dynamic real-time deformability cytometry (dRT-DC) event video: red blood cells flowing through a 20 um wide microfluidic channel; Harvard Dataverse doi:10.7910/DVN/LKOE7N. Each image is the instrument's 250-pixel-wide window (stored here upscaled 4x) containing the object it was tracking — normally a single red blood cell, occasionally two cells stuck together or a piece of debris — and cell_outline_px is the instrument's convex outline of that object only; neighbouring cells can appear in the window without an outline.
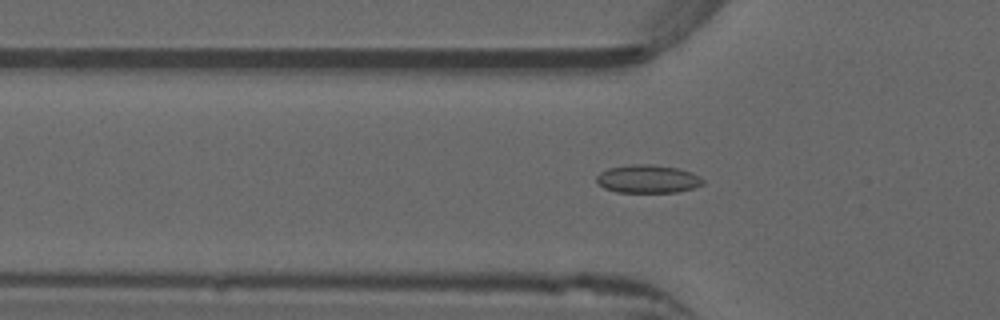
{"species": "common noctule bat (a hibernating species)", "species_latin": "Nyctalus noctula", "temperature_condition": "warm", "stored_images_in_passage": 52, "camera_frame_rate_fps": 3000, "um_per_image_px": 0.085, "animal": {"sex": "male", "forearm_length_mm": 52.5}, "frame": {"image": 1, "passage_image": 16, "time_ms": 5.0, "image_size_px": [1000, 320], "cell_outline_px": [[704, 184], [692, 188], [676, 192], [616, 192], [604, 188], [596, 180], [596, 176], [600, 172], [608, 168], [632, 164], [648, 164], [676, 168], [692, 172], [700, 176], [704, 180]], "centroid_in_image_um": [55.06, 15.21], "position_along_channel_um": 70.7, "area_um2": 17.4}}
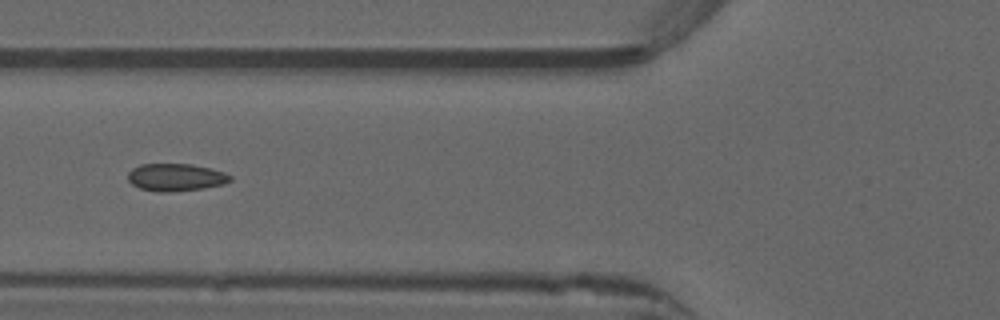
{"frame": {"image": 2, "passage_image": 19, "time_ms": 6.0, "image_size_px": [1000, 320], "cell_outline_px": [[232, 180], [224, 184], [204, 188], [164, 192], [160, 192], [140, 188], [132, 184], [128, 180], [128, 172], [132, 168], [140, 164], [192, 164], [212, 168], [224, 172], [232, 176]], "centroid_in_image_um": [14.96, 15.06], "position_along_channel_um": 110.8, "area_um2": 16.42}}
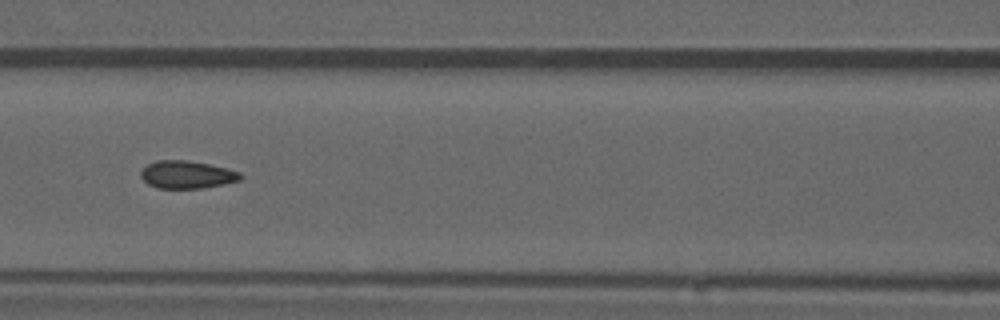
{"frame": {"image": 3, "passage_image": 22, "time_ms": 7.0, "image_size_px": [1000, 320], "cell_outline_px": [[244, 176], [240, 180], [224, 184], [204, 188], [156, 188], [148, 184], [140, 176], [140, 172], [148, 164], [156, 160], [184, 160], [208, 164], [228, 168], [240, 172]], "centroid_in_image_um": [15.9, 14.85], "position_along_channel_um": 150.7, "area_um2": 16.13}, "authors_computed_cell_mechanics": {"area_um2": 16.2707, "velocity_mm_per_s": 3.9605, "shape_relaxation_time_tau1_ms": null, "shape_relaxation_time_tau2_ms": 1.7823, "deformation_change_tau1": null, "deformation_change_tau2": 0.052}}